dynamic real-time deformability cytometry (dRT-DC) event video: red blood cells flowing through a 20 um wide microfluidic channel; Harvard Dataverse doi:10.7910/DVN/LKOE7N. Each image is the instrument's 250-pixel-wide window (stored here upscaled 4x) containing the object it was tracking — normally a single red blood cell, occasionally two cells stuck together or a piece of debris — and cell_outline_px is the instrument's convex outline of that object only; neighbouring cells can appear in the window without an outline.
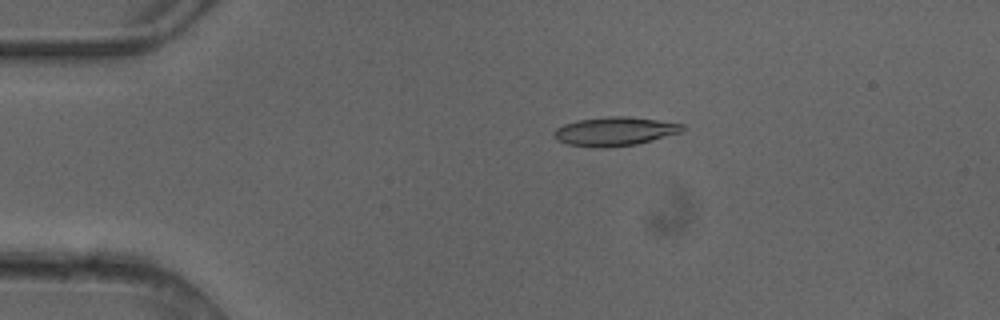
{"species": "common noctule bat (a hibernating species)", "species_latin": "Nyctalus noctula", "temperature_condition": "cold", "stored_images_in_passage": 4, "camera_frame_rate_fps": 3000, "um_per_image_px": 0.085, "animal": {"sex": "female"}, "frame": {"image": 1, "passage_image": 3, "time_ms": 0.667, "image_size_px": [1000, 320], "cell_outline_px": [[684, 128], [680, 132], [652, 140], [636, 144], [604, 148], [596, 148], [568, 144], [556, 140], [552, 136], [552, 132], [556, 128], [564, 124], [576, 120], [608, 116], [628, 116], [684, 124]], "centroid_in_image_um": [52.18, 11.17], "position_along_channel_um": 32.8, "area_um2": 21.62}}